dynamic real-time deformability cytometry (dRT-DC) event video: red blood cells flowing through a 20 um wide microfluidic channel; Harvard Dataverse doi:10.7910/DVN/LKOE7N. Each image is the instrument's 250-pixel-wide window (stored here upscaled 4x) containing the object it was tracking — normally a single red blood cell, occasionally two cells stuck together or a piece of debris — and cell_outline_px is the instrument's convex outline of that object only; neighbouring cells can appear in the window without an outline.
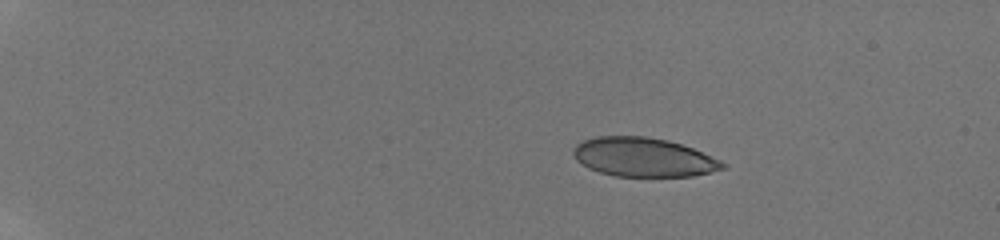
{"species": "human", "species_latin": "Homo sapiens", "temperature_condition": "room temperature", "stored_images_in_passage": 45, "camera_frame_rate_fps": 3000, "um_per_image_px": 0.085, "donor": {"sex": "male"}, "frame": {"image": 1, "passage_image": 1, "time_ms": 0.0, "image_size_px": [1000, 240], "cell_outline_px": [[728, 168], [712, 172], [692, 176], [616, 176], [600, 172], [588, 168], [576, 160], [572, 152], [572, 148], [576, 144], [584, 140], [596, 136], [644, 136], [668, 140], [692, 148], [720, 160], [728, 164]], "centroid_in_image_um": [54.7, 13.36], "position_along_channel_um": 30.3, "area_um2": 34.04}}
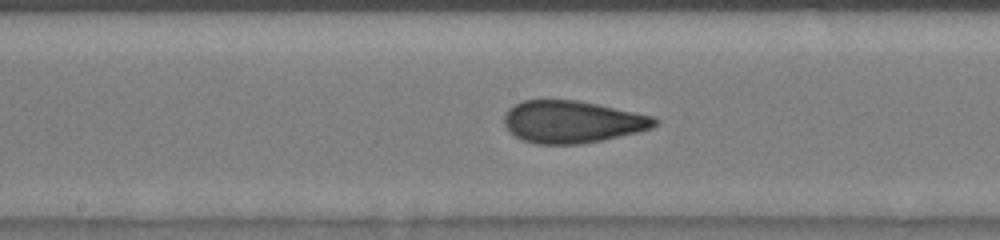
{"frame": {"image": 2, "passage_image": 23, "time_ms": 7.333, "image_size_px": [1000, 240], "cell_outline_px": [[660, 120], [652, 128], [640, 132], [580, 144], [536, 144], [524, 140], [508, 132], [504, 124], [504, 112], [508, 108], [524, 100], [576, 100], [596, 104], [652, 116]], "centroid_in_image_um": [48.61, 10.36], "position_along_channel_um": 199.6, "area_um2": 36.93}}
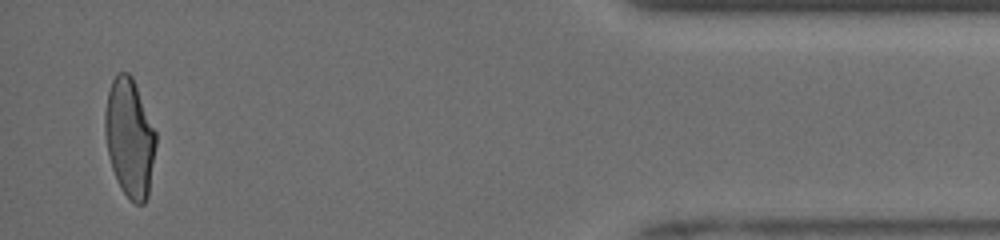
{"frame": {"image": 3, "passage_image": 44, "time_ms": 14.333, "image_size_px": [1000, 240], "cell_outline_px": [[156, 144], [148, 196], [144, 204], [136, 204], [120, 188], [116, 180], [108, 156], [104, 132], [104, 112], [108, 92], [112, 80], [120, 72], [128, 72], [132, 76], [156, 132]], "centroid_in_image_um": [11.0, 11.72], "position_along_channel_um": 424.2, "area_um2": 35.08}, "authors_computed_cell_mechanics": {"area_um2": 36.1828, "velocity_mm_per_s": 3.9612, "shape_relaxation_time_tau1_ms": null, "shape_relaxation_time_tau2_ms": 0.8459, "deformation_change_tau1": null, "deformation_change_tau2": 0.0686}}